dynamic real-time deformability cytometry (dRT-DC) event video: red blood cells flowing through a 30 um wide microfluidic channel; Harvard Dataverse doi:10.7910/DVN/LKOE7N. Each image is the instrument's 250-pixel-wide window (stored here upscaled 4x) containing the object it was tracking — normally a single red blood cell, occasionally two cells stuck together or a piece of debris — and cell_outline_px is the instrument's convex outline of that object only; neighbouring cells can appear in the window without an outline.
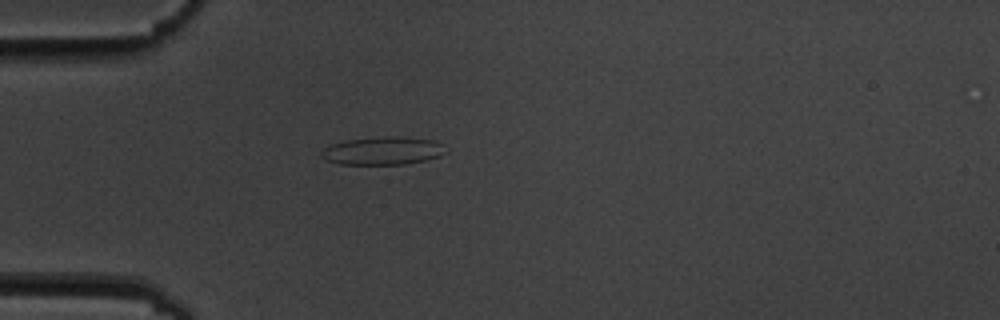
{"species": "common noctule bat (a hibernating species)", "species_latin": "Nyctalus noctula", "temperature_condition": "cold", "stored_images_in_passage": 6, "camera_frame_rate_fps": 3000, "um_per_image_px": 0.085, "animal": {"sex": "male", "body_mass_g": 19.5, "forearm_length_mm": 54.6}, "frame": {"image": 1, "passage_image": 6, "time_ms": 6.667, "image_size_px": [1000, 320], "cell_outline_px": [[448, 152], [440, 156], [424, 160], [404, 164], [340, 164], [324, 160], [320, 156], [320, 152], [324, 148], [332, 144], [348, 140], [388, 136], [396, 136], [436, 140], [444, 144]], "centroid_in_image_um": [32.57, 12.81], "position_along_channel_um": 52.4, "area_um2": 20.4}}